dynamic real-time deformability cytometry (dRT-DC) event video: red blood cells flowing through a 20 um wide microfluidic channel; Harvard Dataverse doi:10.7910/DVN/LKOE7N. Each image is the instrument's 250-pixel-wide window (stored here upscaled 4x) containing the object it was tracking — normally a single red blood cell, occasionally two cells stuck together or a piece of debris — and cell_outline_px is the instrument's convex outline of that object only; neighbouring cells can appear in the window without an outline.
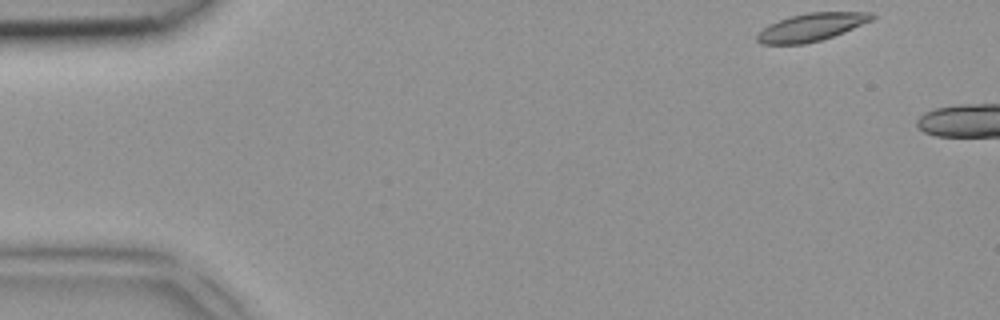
{"species": "common noctule bat (a hibernating species)", "species_latin": "Nyctalus noctula", "temperature_condition": "room temperature", "stored_images_in_passage": 3, "camera_frame_rate_fps": 3000, "um_per_image_px": 0.085, "animal": {"sex": "female", "body_mass_g": 18.4}, "frame": {"image": 1, "passage_image": 1, "time_ms": 0.0, "image_size_px": [1000, 320], "cell_outline_px": [[876, 16], [872, 20], [844, 32], [820, 40], [804, 44], [760, 44], [756, 40], [756, 36], [768, 24], [788, 16], [808, 12], [872, 12]], "centroid_in_image_um": [68.95, 2.3], "position_along_channel_um": 16.0, "area_um2": 18.61}}